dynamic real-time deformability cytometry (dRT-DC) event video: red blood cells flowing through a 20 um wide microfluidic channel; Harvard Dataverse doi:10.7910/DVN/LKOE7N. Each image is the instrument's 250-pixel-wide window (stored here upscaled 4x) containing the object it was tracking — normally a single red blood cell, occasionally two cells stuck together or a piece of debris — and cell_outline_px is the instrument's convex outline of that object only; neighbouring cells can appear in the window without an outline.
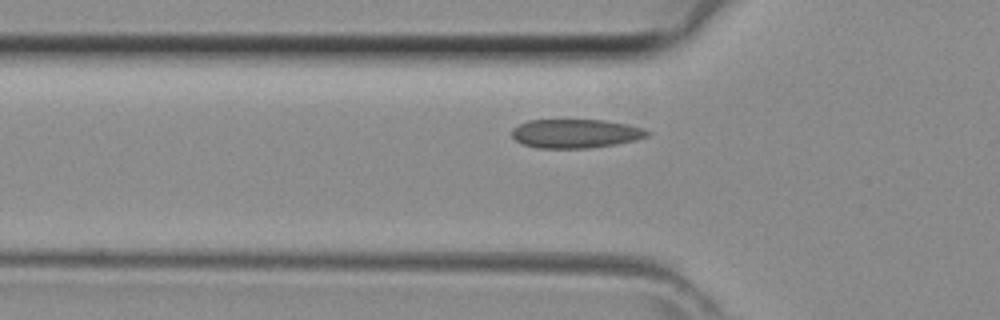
{"species": "common noctule bat (a hibernating species)", "species_latin": "Nyctalus noctula", "temperature_condition": "room temperature", "stored_images_in_passage": 31, "camera_frame_rate_fps": 3000, "um_per_image_px": 0.085, "animal": {"sex": "female", "body_mass_g": 29.2, "forearm_length_mm": 56.3}, "frame": {"image": 1, "passage_image": 7, "time_ms": 2.0, "image_size_px": [1000, 320], "cell_outline_px": [[652, 132], [648, 136], [636, 140], [616, 144], [588, 148], [536, 148], [524, 144], [516, 140], [512, 136], [512, 128], [528, 120], [604, 120], [628, 124], [644, 128]], "centroid_in_image_um": [48.96, 11.35], "position_along_channel_um": 76.8, "area_um2": 22.89}}
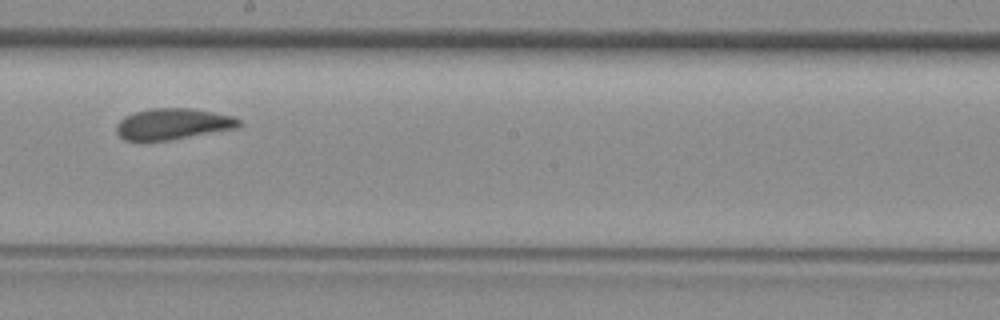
{"frame": {"image": 2, "passage_image": 17, "time_ms": 5.333, "image_size_px": [1000, 320], "cell_outline_px": [[244, 124], [240, 128], [168, 140], [124, 140], [116, 132], [116, 124], [124, 116], [136, 112], [152, 108], [192, 108], [236, 116]], "centroid_in_image_um": [14.77, 10.53], "position_along_channel_um": 233.4, "area_um2": 22.43}}
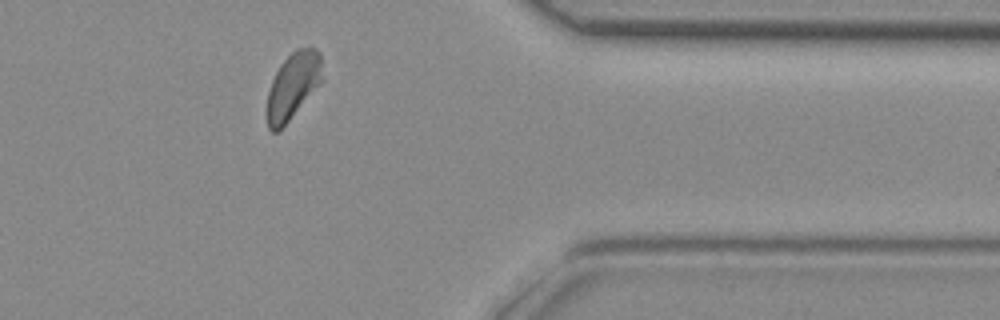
{"frame": {"image": 3, "passage_image": 28, "time_ms": 9.0, "image_size_px": [1000, 320], "cell_outline_px": [[324, 80], [288, 120], [276, 132], [272, 132], [268, 128], [268, 92], [272, 80], [280, 64], [296, 48], [316, 48], [320, 52]], "centroid_in_image_um": [24.94, 7.24], "position_along_channel_um": 386.5, "area_um2": 21.1}}